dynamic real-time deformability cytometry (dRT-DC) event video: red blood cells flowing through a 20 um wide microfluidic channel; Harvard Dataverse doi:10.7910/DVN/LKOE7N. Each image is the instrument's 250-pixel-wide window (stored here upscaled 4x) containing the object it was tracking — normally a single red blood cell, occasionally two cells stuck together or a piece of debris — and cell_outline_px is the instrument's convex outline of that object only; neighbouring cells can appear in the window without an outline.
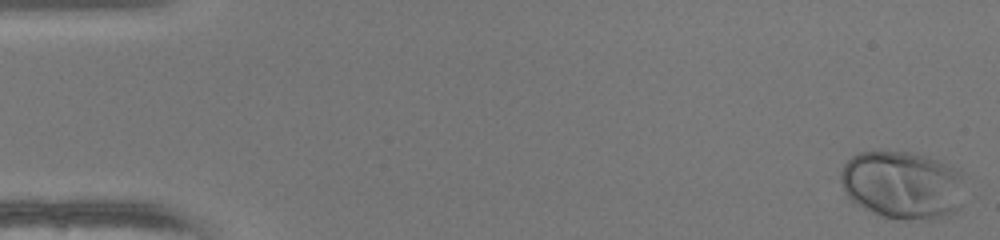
{"species": "human", "species_latin": "Homo sapiens", "temperature_condition": "warm", "stored_images_in_passage": 50, "camera_frame_rate_fps": 3000, "um_per_image_px": 0.085, "donor": {"sex": "female"}, "frame": {"image": 1, "passage_image": 1, "time_ms": 0.0, "image_size_px": [1000, 240], "cell_outline_px": [[960, 208], [956, 212], [936, 220], [904, 220], [880, 216], [864, 208], [852, 200], [844, 192], [840, 180], [840, 172], [844, 164], [852, 156], [860, 152], [908, 152], [924, 156], [936, 160], [956, 168], [960, 172]], "centroid_in_image_um": [76.67, 15.75], "position_along_channel_um": 8.3, "area_um2": 49.01}}
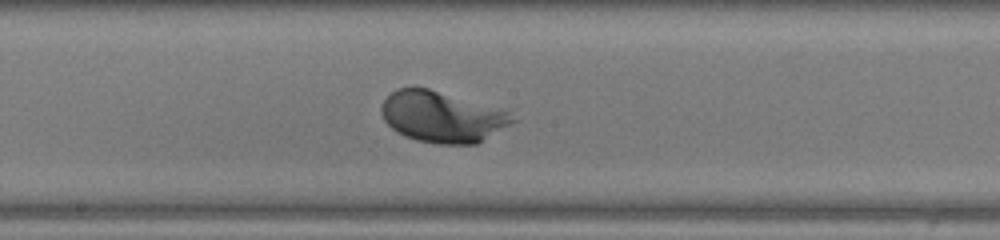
{"frame": {"image": 2, "passage_image": 27, "time_ms": 8.667, "image_size_px": [1000, 240], "cell_outline_px": [[516, 120], [476, 144], [440, 144], [416, 140], [404, 136], [396, 132], [384, 120], [380, 112], [380, 108], [384, 100], [396, 88], [428, 88], [508, 112]], "centroid_in_image_um": [37.5, 9.94], "position_along_channel_um": 210.7, "area_um2": 38.21}}
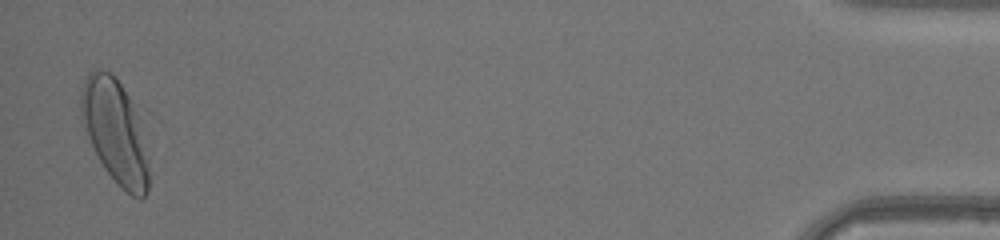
{"frame": {"image": 3, "passage_image": 49, "time_ms": 16.0, "image_size_px": [1000, 240], "cell_outline_px": [[148, 192], [140, 200], [132, 196], [120, 188], [104, 168], [88, 136], [80, 116], [80, 88], [88, 72], [96, 68], [112, 72], [128, 96], [148, 160]], "centroid_in_image_um": [9.72, 11.18], "position_along_channel_um": 425.5, "area_um2": 39.88}, "authors_computed_cell_mechanics": {"area_um2": 37.7723, "velocity_mm_per_s": 4.1537, "shape_relaxation_time_tau1_ms": 1.4118, "shape_relaxation_time_tau2_ms": null, "deformation_change_tau1": 0.1493, "deformation_change_tau2": null}}